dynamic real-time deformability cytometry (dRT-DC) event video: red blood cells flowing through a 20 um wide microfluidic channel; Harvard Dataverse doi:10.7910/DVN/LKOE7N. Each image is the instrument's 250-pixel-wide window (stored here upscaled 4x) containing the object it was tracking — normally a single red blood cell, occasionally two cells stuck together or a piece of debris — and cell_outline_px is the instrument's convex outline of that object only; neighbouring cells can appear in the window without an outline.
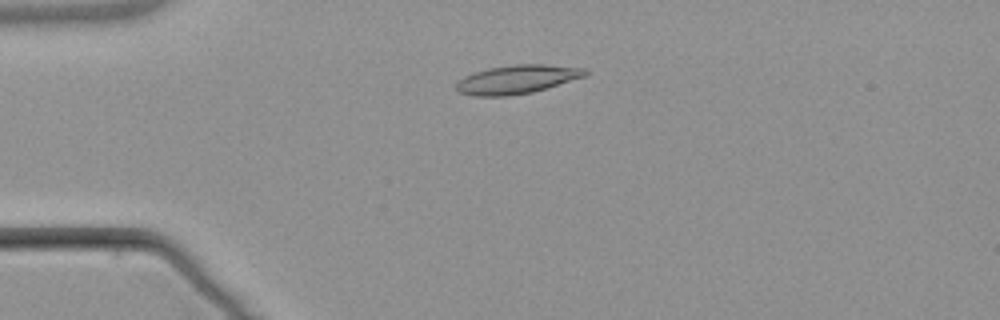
{"species": "common noctule bat (a hibernating species)", "species_latin": "Nyctalus noctula", "temperature_condition": "warm", "stored_images_in_passage": 4, "camera_frame_rate_fps": 3000, "um_per_image_px": 0.085, "animal": {"sex": "male", "body_mass_g": 21.5, "forearm_length_mm": 52.0}, "frame": {"image": 1, "passage_image": 3, "time_ms": 2.333, "image_size_px": [1000, 320], "cell_outline_px": [[588, 76], [532, 92], [508, 96], [472, 96], [460, 92], [456, 88], [456, 84], [464, 76], [488, 68], [516, 64], [544, 64], [588, 68]], "centroid_in_image_um": [44.01, 6.74], "position_along_channel_um": 41.0, "area_um2": 21.62}}